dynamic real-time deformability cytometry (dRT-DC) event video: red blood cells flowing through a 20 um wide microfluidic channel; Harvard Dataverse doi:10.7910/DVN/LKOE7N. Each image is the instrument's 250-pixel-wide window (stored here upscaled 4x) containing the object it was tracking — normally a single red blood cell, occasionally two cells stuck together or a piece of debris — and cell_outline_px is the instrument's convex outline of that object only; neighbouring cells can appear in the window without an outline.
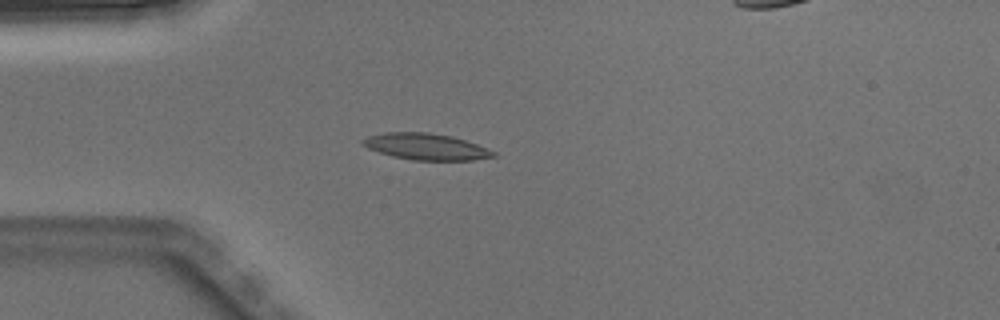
{"species": "Egyptian fruit bat (a non-hibernating species)", "species_latin": "Rousettus aegyptiacus", "temperature_condition": "warm", "stored_images_in_passage": 2, "camera_frame_rate_fps": 3000, "um_per_image_px": 0.085, "animal": {"sex": "male"}, "frame": {"image": 1, "passage_image": 2, "time_ms": 0.333, "image_size_px": [1000, 320], "cell_outline_px": [[496, 156], [472, 160], [412, 160], [392, 156], [368, 148], [360, 144], [360, 140], [368, 136], [384, 132], [428, 132], [452, 136], [476, 144], [496, 152]], "centroid_in_image_um": [36.17, 12.46], "position_along_channel_um": 48.8, "area_um2": 20.06}}